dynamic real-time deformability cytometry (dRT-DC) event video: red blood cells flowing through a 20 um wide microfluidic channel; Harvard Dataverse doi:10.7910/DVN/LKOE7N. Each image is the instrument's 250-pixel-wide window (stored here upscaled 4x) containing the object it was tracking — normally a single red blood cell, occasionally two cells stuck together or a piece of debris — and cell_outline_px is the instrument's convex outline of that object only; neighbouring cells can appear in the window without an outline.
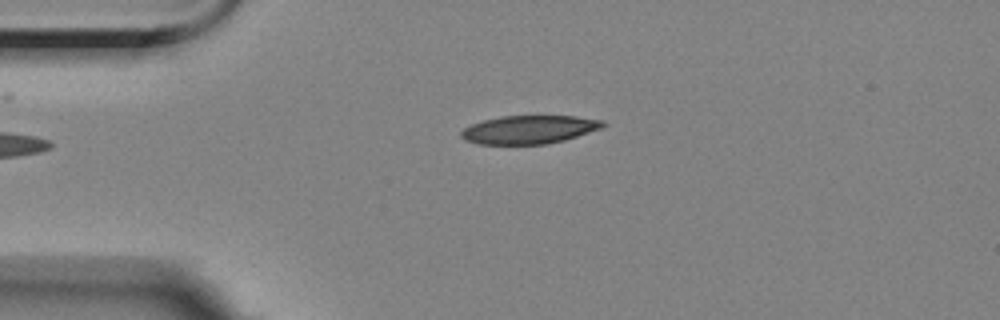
{"species": "Egyptian fruit bat (a non-hibernating species)", "species_latin": "Rousettus aegyptiacus", "temperature_condition": "room temperature", "stored_images_in_passage": 2, "camera_frame_rate_fps": 3000, "um_per_image_px": 0.085, "animal": {"sex": "female"}, "frame": {"image": 1, "passage_image": 2, "time_ms": 1.0, "image_size_px": [1000, 320], "cell_outline_px": [[608, 124], [600, 128], [564, 140], [548, 144], [480, 144], [464, 140], [460, 136], [460, 132], [464, 128], [472, 124], [484, 120], [500, 116], [576, 116], [604, 120]], "centroid_in_image_um": [44.97, 11.01], "position_along_channel_um": 40.0, "area_um2": 23.35}}